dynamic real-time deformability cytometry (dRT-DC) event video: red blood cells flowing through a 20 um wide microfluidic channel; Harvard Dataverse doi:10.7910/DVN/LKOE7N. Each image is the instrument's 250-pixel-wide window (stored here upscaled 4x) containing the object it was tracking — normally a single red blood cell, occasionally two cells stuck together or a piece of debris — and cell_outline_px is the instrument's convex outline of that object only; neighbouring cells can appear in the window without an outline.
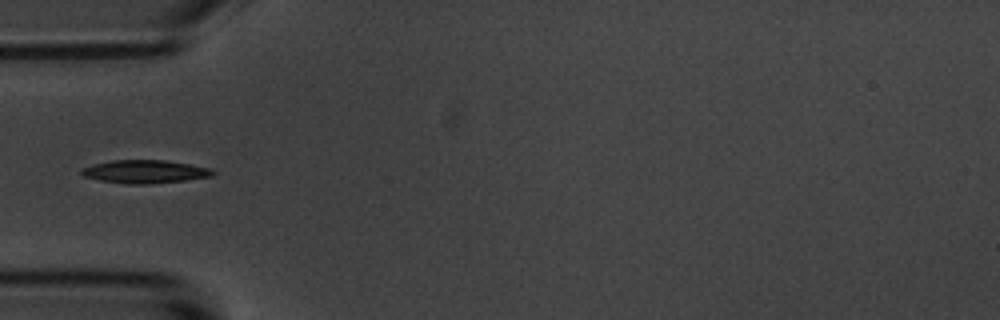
{"species": "common noctule bat (a hibernating species)", "species_latin": "Nyctalus noctula", "temperature_condition": "room temperature", "stored_images_in_passage": 2, "camera_frame_rate_fps": 3000, "um_per_image_px": 0.085, "animal": {"sex": "male", "body_mass_g": 20.1, "forearm_length_mm": 53.5}, "frame": {"image": 1, "passage_image": 2, "time_ms": 1.333, "image_size_px": [1000, 320], "cell_outline_px": [[216, 172], [212, 176], [184, 180], [152, 184], [128, 184], [100, 180], [84, 176], [80, 172], [80, 168], [92, 164], [112, 160], [164, 160], [212, 168]], "centroid_in_image_um": [12.3, 14.58], "position_along_channel_um": 72.7, "area_um2": 17.74}}